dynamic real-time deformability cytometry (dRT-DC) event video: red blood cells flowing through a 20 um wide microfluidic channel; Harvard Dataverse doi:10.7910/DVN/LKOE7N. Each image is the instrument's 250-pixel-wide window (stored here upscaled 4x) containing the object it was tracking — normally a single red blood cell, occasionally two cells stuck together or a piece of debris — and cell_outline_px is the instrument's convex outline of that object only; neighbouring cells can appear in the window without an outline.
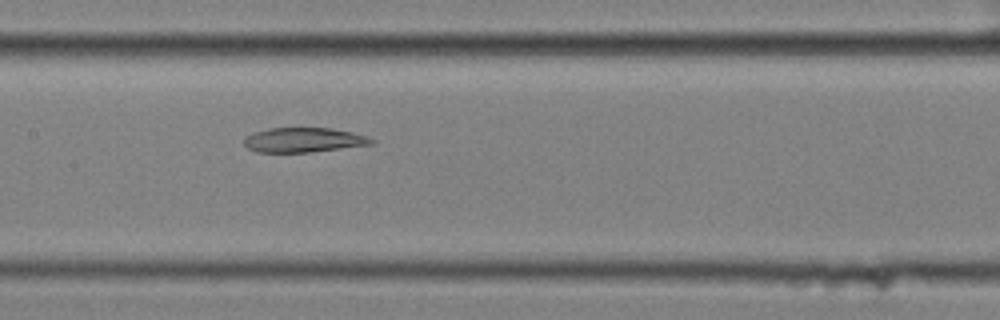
{"species": "common noctule bat (a hibernating species)", "species_latin": "Nyctalus noctula", "temperature_condition": "cold", "stored_images_in_passage": 58, "segment_of_instrument_passage": [2, 2], "camera_frame_rate_fps": 3000, "um_per_image_px": 0.085, "animal": {"sex": "female", "body_mass_g": 25.1}, "frame": {"image": 1, "passage_image": 29, "time_ms": 9.333, "image_size_px": [1000, 320], "cell_outline_px": [[376, 144], [308, 152], [256, 152], [248, 148], [244, 144], [244, 136], [252, 132], [268, 128], [332, 128], [352, 132], [368, 136], [376, 140]], "centroid_in_image_um": [25.82, 11.89], "position_along_channel_um": 181.6, "area_um2": 18.5}}
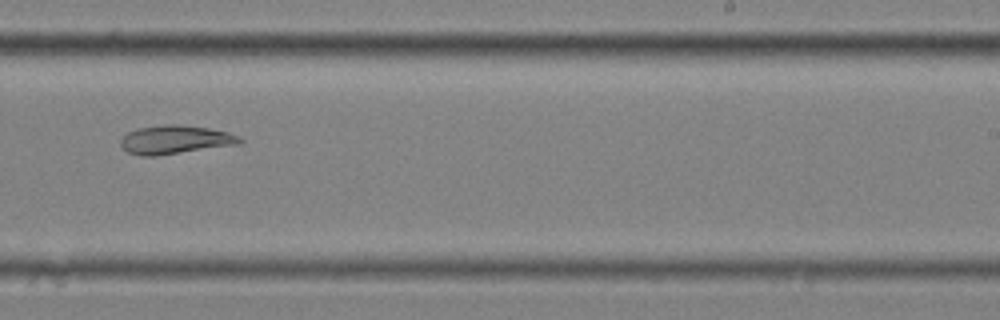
{"frame": {"image": 2, "passage_image": 37, "time_ms": 12.0, "image_size_px": [1000, 320], "cell_outline_px": [[244, 140], [240, 144], [156, 156], [140, 156], [128, 152], [120, 144], [120, 140], [128, 132], [136, 128], [164, 124], [176, 124], [208, 128], [228, 132], [240, 136]], "centroid_in_image_um": [14.9, 11.87], "position_along_channel_um": 274.1, "area_um2": 19.94}}
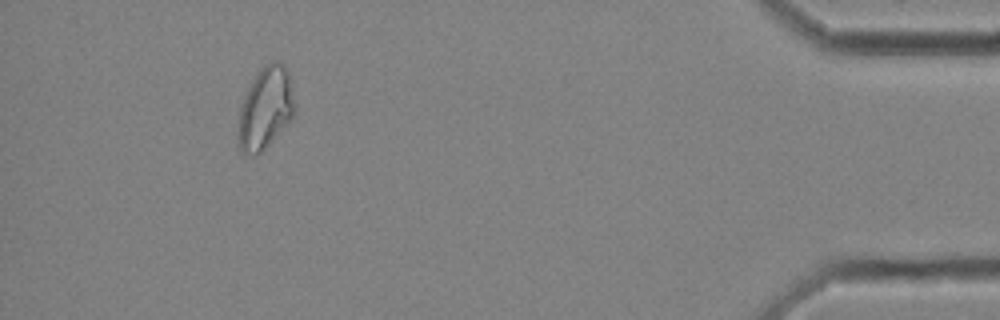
{"frame": {"image": 3, "passage_image": 54, "time_ms": 17.667, "image_size_px": [1000, 320], "cell_outline_px": [[292, 116], [268, 144], [256, 156], [252, 156], [240, 152], [236, 136], [236, 132], [240, 108], [244, 96], [252, 80], [264, 64], [272, 60], [276, 60], [284, 64], [292, 80]], "centroid_in_image_um": [22.5, 9.19], "position_along_channel_um": 412.7, "area_um2": 26.76}}